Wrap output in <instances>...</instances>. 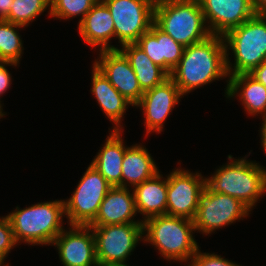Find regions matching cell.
<instances>
[{
  "label": "cell",
  "instance_id": "cell-1",
  "mask_svg": "<svg viewBox=\"0 0 266 266\" xmlns=\"http://www.w3.org/2000/svg\"><path fill=\"white\" fill-rule=\"evenodd\" d=\"M223 36L207 39L184 48L182 58L172 70L170 79L183 95L228 77Z\"/></svg>",
  "mask_w": 266,
  "mask_h": 266
},
{
  "label": "cell",
  "instance_id": "cell-2",
  "mask_svg": "<svg viewBox=\"0 0 266 266\" xmlns=\"http://www.w3.org/2000/svg\"><path fill=\"white\" fill-rule=\"evenodd\" d=\"M244 157L234 159L228 155L229 162L206 177V186L212 192L239 199L252 211L266 194V168L259 162L247 160L248 155Z\"/></svg>",
  "mask_w": 266,
  "mask_h": 266
},
{
  "label": "cell",
  "instance_id": "cell-3",
  "mask_svg": "<svg viewBox=\"0 0 266 266\" xmlns=\"http://www.w3.org/2000/svg\"><path fill=\"white\" fill-rule=\"evenodd\" d=\"M16 242L28 245H51L64 230V200L36 203L24 209L19 206L6 215Z\"/></svg>",
  "mask_w": 266,
  "mask_h": 266
},
{
  "label": "cell",
  "instance_id": "cell-4",
  "mask_svg": "<svg viewBox=\"0 0 266 266\" xmlns=\"http://www.w3.org/2000/svg\"><path fill=\"white\" fill-rule=\"evenodd\" d=\"M195 231L194 221L184 217L160 215L143 221L144 241L170 262L189 263L199 249Z\"/></svg>",
  "mask_w": 266,
  "mask_h": 266
},
{
  "label": "cell",
  "instance_id": "cell-5",
  "mask_svg": "<svg viewBox=\"0 0 266 266\" xmlns=\"http://www.w3.org/2000/svg\"><path fill=\"white\" fill-rule=\"evenodd\" d=\"M154 23L184 47L212 35L198 0H156Z\"/></svg>",
  "mask_w": 266,
  "mask_h": 266
},
{
  "label": "cell",
  "instance_id": "cell-6",
  "mask_svg": "<svg viewBox=\"0 0 266 266\" xmlns=\"http://www.w3.org/2000/svg\"><path fill=\"white\" fill-rule=\"evenodd\" d=\"M223 39L228 78L250 73L266 61V15L256 14L239 27L228 31ZM230 50L232 54L229 53ZM229 55H233L234 63L230 62Z\"/></svg>",
  "mask_w": 266,
  "mask_h": 266
},
{
  "label": "cell",
  "instance_id": "cell-7",
  "mask_svg": "<svg viewBox=\"0 0 266 266\" xmlns=\"http://www.w3.org/2000/svg\"><path fill=\"white\" fill-rule=\"evenodd\" d=\"M94 233L99 266H129L126 264L139 241L144 242L143 223L90 226Z\"/></svg>",
  "mask_w": 266,
  "mask_h": 266
},
{
  "label": "cell",
  "instance_id": "cell-8",
  "mask_svg": "<svg viewBox=\"0 0 266 266\" xmlns=\"http://www.w3.org/2000/svg\"><path fill=\"white\" fill-rule=\"evenodd\" d=\"M111 188L104 176L91 164L88 165L70 198L64 200L68 225L89 226Z\"/></svg>",
  "mask_w": 266,
  "mask_h": 266
},
{
  "label": "cell",
  "instance_id": "cell-9",
  "mask_svg": "<svg viewBox=\"0 0 266 266\" xmlns=\"http://www.w3.org/2000/svg\"><path fill=\"white\" fill-rule=\"evenodd\" d=\"M113 19L120 46L136 43L154 23L156 0H102Z\"/></svg>",
  "mask_w": 266,
  "mask_h": 266
},
{
  "label": "cell",
  "instance_id": "cell-10",
  "mask_svg": "<svg viewBox=\"0 0 266 266\" xmlns=\"http://www.w3.org/2000/svg\"><path fill=\"white\" fill-rule=\"evenodd\" d=\"M251 210L239 199L212 192L205 186L194 218L197 233L211 234L219 228L247 218Z\"/></svg>",
  "mask_w": 266,
  "mask_h": 266
},
{
  "label": "cell",
  "instance_id": "cell-11",
  "mask_svg": "<svg viewBox=\"0 0 266 266\" xmlns=\"http://www.w3.org/2000/svg\"><path fill=\"white\" fill-rule=\"evenodd\" d=\"M206 177L183 168H175L167 175L166 215L194 220Z\"/></svg>",
  "mask_w": 266,
  "mask_h": 266
},
{
  "label": "cell",
  "instance_id": "cell-12",
  "mask_svg": "<svg viewBox=\"0 0 266 266\" xmlns=\"http://www.w3.org/2000/svg\"><path fill=\"white\" fill-rule=\"evenodd\" d=\"M52 242L58 250L63 266H99L96 258L95 238L90 226L70 225Z\"/></svg>",
  "mask_w": 266,
  "mask_h": 266
},
{
  "label": "cell",
  "instance_id": "cell-13",
  "mask_svg": "<svg viewBox=\"0 0 266 266\" xmlns=\"http://www.w3.org/2000/svg\"><path fill=\"white\" fill-rule=\"evenodd\" d=\"M184 97L175 83L168 78L161 85L146 90L140 101L134 106L142 109L146 135L151 132L161 133L164 123L174 107Z\"/></svg>",
  "mask_w": 266,
  "mask_h": 266
},
{
  "label": "cell",
  "instance_id": "cell-14",
  "mask_svg": "<svg viewBox=\"0 0 266 266\" xmlns=\"http://www.w3.org/2000/svg\"><path fill=\"white\" fill-rule=\"evenodd\" d=\"M198 1L212 35L224 36L256 15L252 0Z\"/></svg>",
  "mask_w": 266,
  "mask_h": 266
},
{
  "label": "cell",
  "instance_id": "cell-15",
  "mask_svg": "<svg viewBox=\"0 0 266 266\" xmlns=\"http://www.w3.org/2000/svg\"><path fill=\"white\" fill-rule=\"evenodd\" d=\"M98 57L92 65L135 106L144 91L126 57L119 50H101Z\"/></svg>",
  "mask_w": 266,
  "mask_h": 266
},
{
  "label": "cell",
  "instance_id": "cell-16",
  "mask_svg": "<svg viewBox=\"0 0 266 266\" xmlns=\"http://www.w3.org/2000/svg\"><path fill=\"white\" fill-rule=\"evenodd\" d=\"M77 28L81 38L89 46L98 47L99 51L118 50V47L110 42L115 39L114 23L108 7L102 0H98L88 11Z\"/></svg>",
  "mask_w": 266,
  "mask_h": 266
},
{
  "label": "cell",
  "instance_id": "cell-17",
  "mask_svg": "<svg viewBox=\"0 0 266 266\" xmlns=\"http://www.w3.org/2000/svg\"><path fill=\"white\" fill-rule=\"evenodd\" d=\"M146 55L169 75L182 58L184 46L161 30L155 23L136 42Z\"/></svg>",
  "mask_w": 266,
  "mask_h": 266
},
{
  "label": "cell",
  "instance_id": "cell-18",
  "mask_svg": "<svg viewBox=\"0 0 266 266\" xmlns=\"http://www.w3.org/2000/svg\"><path fill=\"white\" fill-rule=\"evenodd\" d=\"M136 214L133 190L123 187H112L100 204L95 220L89 226L143 223V221L133 220Z\"/></svg>",
  "mask_w": 266,
  "mask_h": 266
},
{
  "label": "cell",
  "instance_id": "cell-19",
  "mask_svg": "<svg viewBox=\"0 0 266 266\" xmlns=\"http://www.w3.org/2000/svg\"><path fill=\"white\" fill-rule=\"evenodd\" d=\"M91 93L97 100L103 114L114 123L113 130H123L122 118L129 106L134 105L122 96L109 80L92 65Z\"/></svg>",
  "mask_w": 266,
  "mask_h": 266
},
{
  "label": "cell",
  "instance_id": "cell-20",
  "mask_svg": "<svg viewBox=\"0 0 266 266\" xmlns=\"http://www.w3.org/2000/svg\"><path fill=\"white\" fill-rule=\"evenodd\" d=\"M225 94L229 100L239 96L245 112L251 116H266V87L249 73L230 76L227 80Z\"/></svg>",
  "mask_w": 266,
  "mask_h": 266
},
{
  "label": "cell",
  "instance_id": "cell-21",
  "mask_svg": "<svg viewBox=\"0 0 266 266\" xmlns=\"http://www.w3.org/2000/svg\"><path fill=\"white\" fill-rule=\"evenodd\" d=\"M111 132V133H110ZM107 139L90 163L107 180L112 187H121L122 162L125 150L123 130L110 131Z\"/></svg>",
  "mask_w": 266,
  "mask_h": 266
},
{
  "label": "cell",
  "instance_id": "cell-22",
  "mask_svg": "<svg viewBox=\"0 0 266 266\" xmlns=\"http://www.w3.org/2000/svg\"><path fill=\"white\" fill-rule=\"evenodd\" d=\"M158 172L149 180L133 188L137 213L144 216L141 221L160 215H166L167 176ZM164 178V179H163Z\"/></svg>",
  "mask_w": 266,
  "mask_h": 266
},
{
  "label": "cell",
  "instance_id": "cell-23",
  "mask_svg": "<svg viewBox=\"0 0 266 266\" xmlns=\"http://www.w3.org/2000/svg\"><path fill=\"white\" fill-rule=\"evenodd\" d=\"M144 147L140 143L126 148L121 168V187L133 189L159 172L153 157Z\"/></svg>",
  "mask_w": 266,
  "mask_h": 266
},
{
  "label": "cell",
  "instance_id": "cell-24",
  "mask_svg": "<svg viewBox=\"0 0 266 266\" xmlns=\"http://www.w3.org/2000/svg\"><path fill=\"white\" fill-rule=\"evenodd\" d=\"M121 47L118 50L128 60L144 92L161 85L170 78L169 74L156 65L136 43L125 44Z\"/></svg>",
  "mask_w": 266,
  "mask_h": 266
},
{
  "label": "cell",
  "instance_id": "cell-25",
  "mask_svg": "<svg viewBox=\"0 0 266 266\" xmlns=\"http://www.w3.org/2000/svg\"><path fill=\"white\" fill-rule=\"evenodd\" d=\"M25 26L0 19V61L20 64L23 42L19 29Z\"/></svg>",
  "mask_w": 266,
  "mask_h": 266
},
{
  "label": "cell",
  "instance_id": "cell-26",
  "mask_svg": "<svg viewBox=\"0 0 266 266\" xmlns=\"http://www.w3.org/2000/svg\"><path fill=\"white\" fill-rule=\"evenodd\" d=\"M9 7V15L4 20L25 27L41 16L46 9L49 10L50 17V0H13Z\"/></svg>",
  "mask_w": 266,
  "mask_h": 266
},
{
  "label": "cell",
  "instance_id": "cell-27",
  "mask_svg": "<svg viewBox=\"0 0 266 266\" xmlns=\"http://www.w3.org/2000/svg\"><path fill=\"white\" fill-rule=\"evenodd\" d=\"M98 0H50V16L58 19H71L81 16L78 24Z\"/></svg>",
  "mask_w": 266,
  "mask_h": 266
},
{
  "label": "cell",
  "instance_id": "cell-28",
  "mask_svg": "<svg viewBox=\"0 0 266 266\" xmlns=\"http://www.w3.org/2000/svg\"><path fill=\"white\" fill-rule=\"evenodd\" d=\"M187 266H242L215 253H202L199 249Z\"/></svg>",
  "mask_w": 266,
  "mask_h": 266
},
{
  "label": "cell",
  "instance_id": "cell-29",
  "mask_svg": "<svg viewBox=\"0 0 266 266\" xmlns=\"http://www.w3.org/2000/svg\"><path fill=\"white\" fill-rule=\"evenodd\" d=\"M17 245L8 217H0V252L7 257L9 252Z\"/></svg>",
  "mask_w": 266,
  "mask_h": 266
},
{
  "label": "cell",
  "instance_id": "cell-30",
  "mask_svg": "<svg viewBox=\"0 0 266 266\" xmlns=\"http://www.w3.org/2000/svg\"><path fill=\"white\" fill-rule=\"evenodd\" d=\"M17 67L19 64L13 62H2L0 61V97L10 88L11 83V74L6 66ZM1 101V98H0Z\"/></svg>",
  "mask_w": 266,
  "mask_h": 266
},
{
  "label": "cell",
  "instance_id": "cell-31",
  "mask_svg": "<svg viewBox=\"0 0 266 266\" xmlns=\"http://www.w3.org/2000/svg\"><path fill=\"white\" fill-rule=\"evenodd\" d=\"M249 74L266 87V61L254 68Z\"/></svg>",
  "mask_w": 266,
  "mask_h": 266
},
{
  "label": "cell",
  "instance_id": "cell-32",
  "mask_svg": "<svg viewBox=\"0 0 266 266\" xmlns=\"http://www.w3.org/2000/svg\"><path fill=\"white\" fill-rule=\"evenodd\" d=\"M13 0H0V19H5L10 12V5Z\"/></svg>",
  "mask_w": 266,
  "mask_h": 266
},
{
  "label": "cell",
  "instance_id": "cell-33",
  "mask_svg": "<svg viewBox=\"0 0 266 266\" xmlns=\"http://www.w3.org/2000/svg\"><path fill=\"white\" fill-rule=\"evenodd\" d=\"M257 15H266V0H252Z\"/></svg>",
  "mask_w": 266,
  "mask_h": 266
},
{
  "label": "cell",
  "instance_id": "cell-34",
  "mask_svg": "<svg viewBox=\"0 0 266 266\" xmlns=\"http://www.w3.org/2000/svg\"><path fill=\"white\" fill-rule=\"evenodd\" d=\"M262 126L260 128V140H261V146L263 151H265L266 154V116L262 117Z\"/></svg>",
  "mask_w": 266,
  "mask_h": 266
},
{
  "label": "cell",
  "instance_id": "cell-35",
  "mask_svg": "<svg viewBox=\"0 0 266 266\" xmlns=\"http://www.w3.org/2000/svg\"><path fill=\"white\" fill-rule=\"evenodd\" d=\"M5 259H6V257L0 252V266H10L8 263L4 264Z\"/></svg>",
  "mask_w": 266,
  "mask_h": 266
},
{
  "label": "cell",
  "instance_id": "cell-36",
  "mask_svg": "<svg viewBox=\"0 0 266 266\" xmlns=\"http://www.w3.org/2000/svg\"><path fill=\"white\" fill-rule=\"evenodd\" d=\"M1 102L2 101H0V118L6 115V113L3 112V107H2L3 104H1Z\"/></svg>",
  "mask_w": 266,
  "mask_h": 266
}]
</instances>
